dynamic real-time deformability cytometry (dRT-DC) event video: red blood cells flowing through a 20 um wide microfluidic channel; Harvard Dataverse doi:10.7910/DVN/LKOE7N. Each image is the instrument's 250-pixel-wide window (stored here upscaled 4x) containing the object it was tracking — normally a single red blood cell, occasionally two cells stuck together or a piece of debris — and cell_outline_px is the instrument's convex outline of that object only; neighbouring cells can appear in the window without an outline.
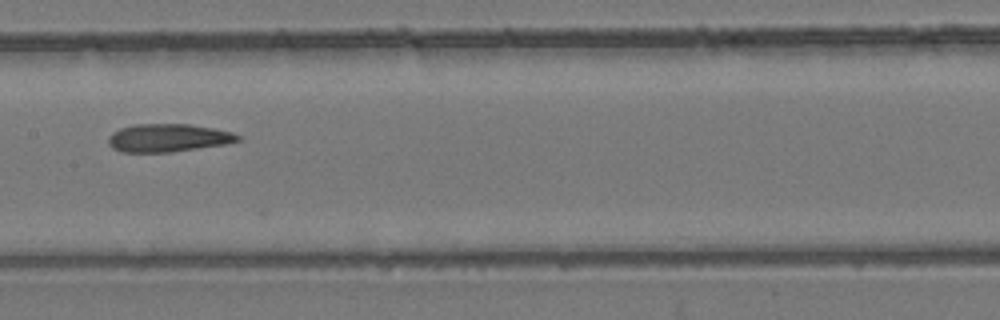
{"species": "common noctule bat (a hibernating species)", "species_latin": "Nyctalus noctula", "temperature_condition": "room temperature", "stored_images_in_passage": 5, "camera_frame_rate_fps": 3000, "um_per_image_px": 0.085, "animal": {"sex": "female", "body_mass_g": 24.6, "forearm_length_mm": 56.2}, "frame": {"image": 1, "passage_image": 5, "time_ms": 1.333, "image_size_px": [1000, 320], "cell_outline_px": [[240, 140], [224, 144], [172, 152], [120, 152], [112, 148], [108, 144], [108, 136], [112, 132], [120, 128], [136, 124], [188, 124], [216, 128], [232, 132], [240, 136]], "centroid_in_image_um": [14.26, 11.72], "position_along_channel_um": 193.1, "area_um2": 21.21}}